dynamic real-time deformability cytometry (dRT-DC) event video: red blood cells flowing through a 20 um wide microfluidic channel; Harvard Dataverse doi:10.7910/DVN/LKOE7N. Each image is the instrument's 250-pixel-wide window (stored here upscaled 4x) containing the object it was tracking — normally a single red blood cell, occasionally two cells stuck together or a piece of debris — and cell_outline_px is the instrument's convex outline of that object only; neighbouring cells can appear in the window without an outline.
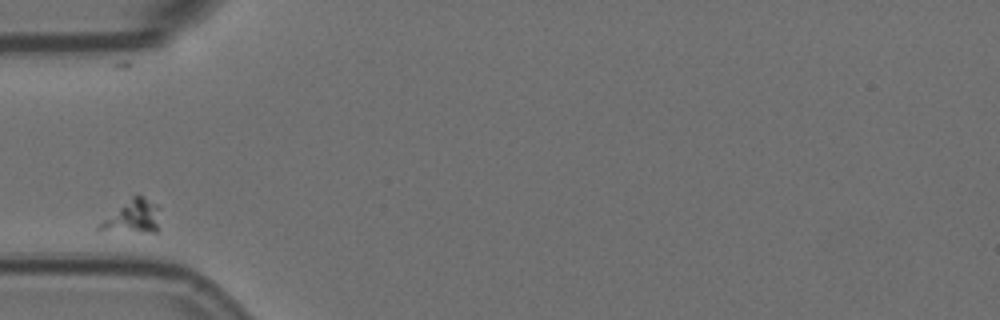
{"species": "Egyptian fruit bat (a non-hibernating species)", "species_latin": "Rousettus aegyptiacus", "temperature_condition": "room temperature", "stored_images_in_passage": 3, "camera_frame_rate_fps": 3000, "um_per_image_px": 0.085, "animal": {"sex": "female"}, "frame": {"image": 1, "passage_image": 1, "time_ms": 0.0, "image_size_px": [1000, 320], "cell_outline_px": [[160, 228], [156, 232], [144, 232], [96, 228], [96, 224], [136, 192], [156, 204], [160, 208]], "centroid_in_image_um": [11.35, 18.37], "position_along_channel_um": 73.7, "area_um2": 11.85}}
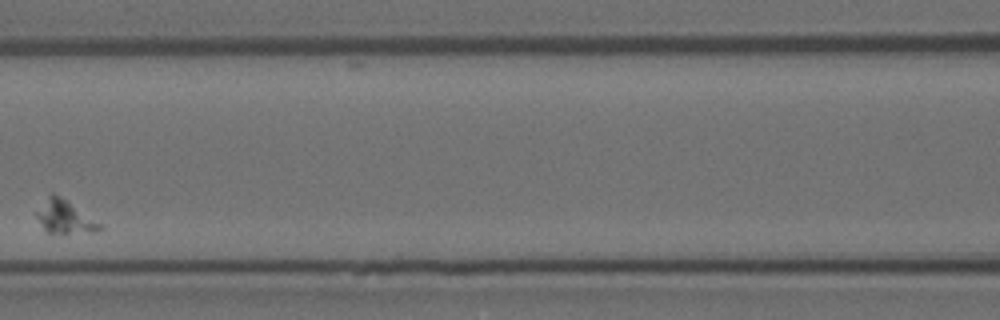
{"frame": {"image": 2, "passage_image": 3, "time_ms": 0.667, "image_size_px": [1000, 320], "cell_outline_px": [[104, 228], [96, 232], [48, 232], [44, 228], [36, 216], [36, 212], [48, 196], [52, 192], [60, 196], [104, 224]], "centroid_in_image_um": [5.58, 18.43], "position_along_channel_um": 161.0, "area_um2": 11.96}}